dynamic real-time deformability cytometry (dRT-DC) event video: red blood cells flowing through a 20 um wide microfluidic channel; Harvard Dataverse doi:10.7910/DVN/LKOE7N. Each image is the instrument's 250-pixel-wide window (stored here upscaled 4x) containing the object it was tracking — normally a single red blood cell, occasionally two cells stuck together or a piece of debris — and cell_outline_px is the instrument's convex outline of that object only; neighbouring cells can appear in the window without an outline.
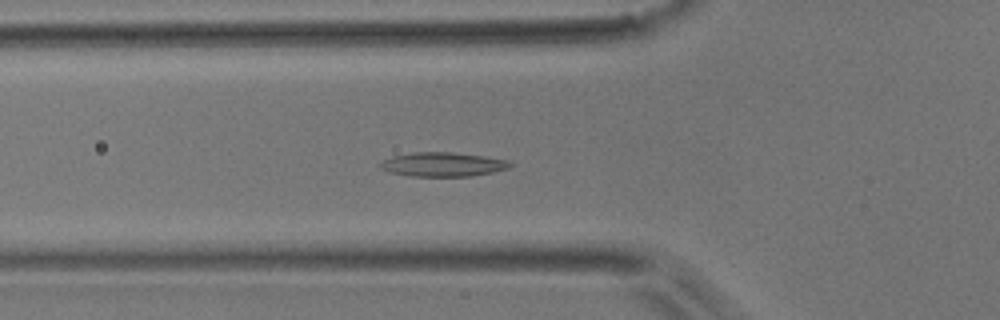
{"species": "common noctule bat (a hibernating species)", "species_latin": "Nyctalus noctula", "temperature_condition": "room temperature", "stored_images_in_passage": 43, "camera_frame_rate_fps": 3000, "um_per_image_px": 0.085, "animal": {"sex": "male", "body_mass_g": 17.9}, "frame": {"image": 1, "passage_image": 10, "time_ms": 3.0, "image_size_px": [1000, 320], "cell_outline_px": [[512, 164], [508, 168], [492, 172], [472, 176], [412, 176], [388, 172], [380, 168], [376, 164], [392, 156], [412, 152], [452, 152], [484, 156], [508, 160]], "centroid_in_image_um": [37.59, 13.97], "position_along_channel_um": 88.2, "area_um2": 18.32}}
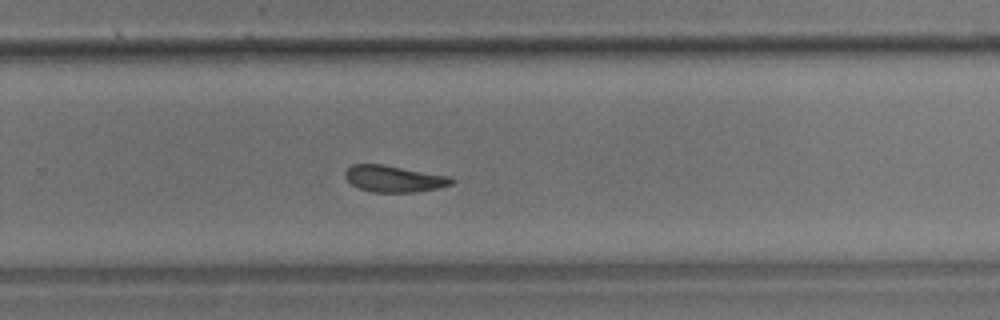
{"frame": {"image": 2, "passage_image": 26, "time_ms": 8.333, "image_size_px": [1000, 320], "cell_outline_px": [[456, 180], [452, 184], [440, 188], [416, 192], [372, 192], [360, 188], [352, 184], [344, 176], [344, 172], [352, 164], [384, 164], [452, 176]], "centroid_in_image_um": [33.55, 15.19], "position_along_channel_um": 296.3, "area_um2": 16.7}}
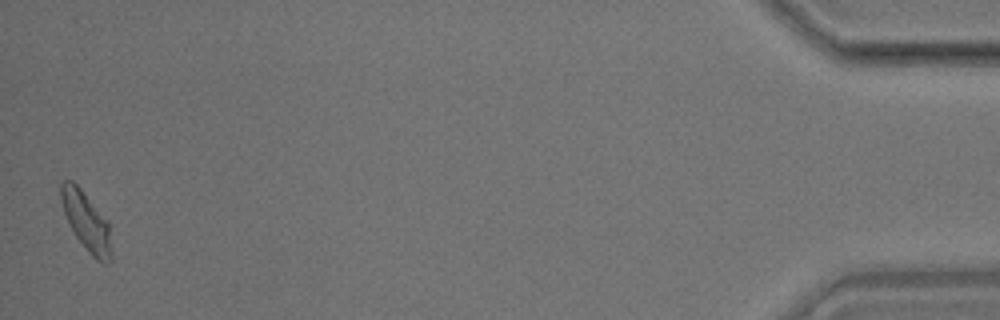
{"frame": {"image": 3, "passage_image": 43, "time_ms": 14.0, "image_size_px": [1000, 320], "cell_outline_px": [[112, 260], [108, 264], [104, 264], [96, 260], [88, 252], [76, 236], [64, 212], [60, 200], [60, 184], [64, 180], [72, 180], [80, 188], [108, 220], [112, 252]], "centroid_in_image_um": [7.37, 18.85], "position_along_channel_um": 427.8, "area_um2": 17.28}, "authors_computed_cell_mechanics": {"area_um2": 17.1088, "velocity_mm_per_s": 3.9071, "shape_relaxation_time_tau1_ms": null, "shape_relaxation_time_tau2_ms": 6.773, "deformation_change_tau1": null, "deformation_change_tau2": 0.1471}}